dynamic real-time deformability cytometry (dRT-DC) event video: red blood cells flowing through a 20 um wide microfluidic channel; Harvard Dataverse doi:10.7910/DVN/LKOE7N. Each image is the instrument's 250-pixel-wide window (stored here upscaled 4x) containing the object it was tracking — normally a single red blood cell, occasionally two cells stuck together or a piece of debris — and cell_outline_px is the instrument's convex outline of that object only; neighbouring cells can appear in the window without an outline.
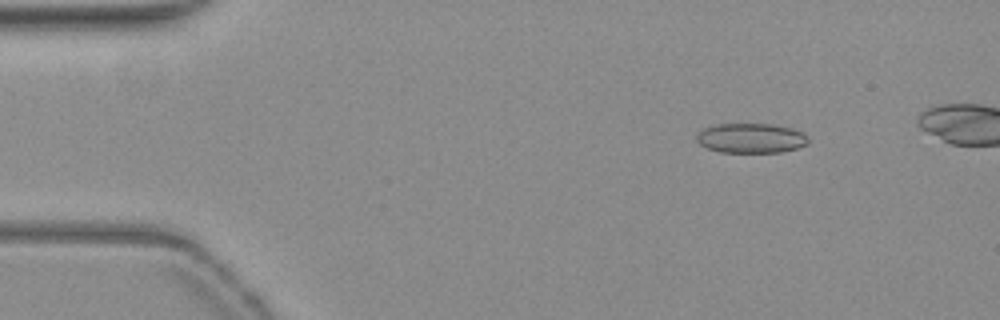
{"species": "common noctule bat (a hibernating species)", "species_latin": "Nyctalus noctula", "temperature_condition": "warm", "stored_images_in_passage": 49, "camera_frame_rate_fps": 3000, "um_per_image_px": 0.085, "animal": {"sex": "female", "body_mass_g": 19.3, "forearm_length_mm": 54.1}, "frame": {"image": 1, "passage_image": 7, "time_ms": 2.0, "image_size_px": [1000, 320], "cell_outline_px": [[808, 140], [804, 144], [796, 148], [780, 152], [720, 152], [708, 148], [700, 144], [696, 140], [696, 136], [704, 128], [716, 124], [772, 124], [792, 128], [808, 136]], "centroid_in_image_um": [63.81, 11.74], "position_along_channel_um": 21.2, "area_um2": 19.13}}
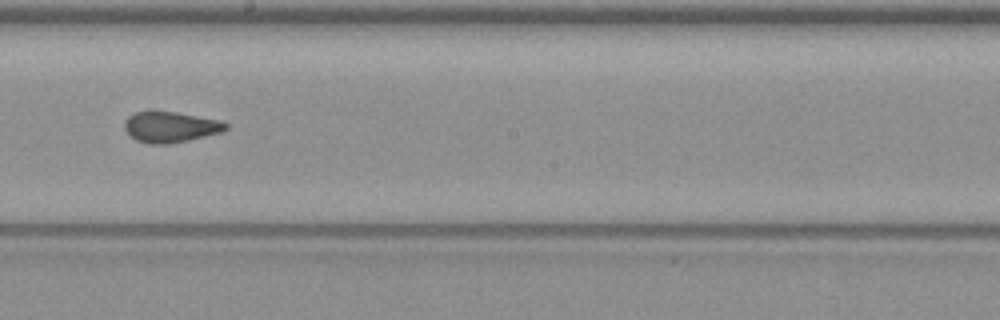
{"frame": {"image": 2, "passage_image": 30, "time_ms": 9.667, "image_size_px": [1000, 320], "cell_outline_px": [[228, 128], [220, 132], [188, 140], [168, 144], [148, 144], [136, 140], [124, 128], [124, 120], [128, 116], [136, 112], [148, 108], [152, 108], [176, 112], [220, 120], [228, 124]], "centroid_in_image_um": [14.43, 10.75], "position_along_channel_um": 233.8, "area_um2": 18.55}}
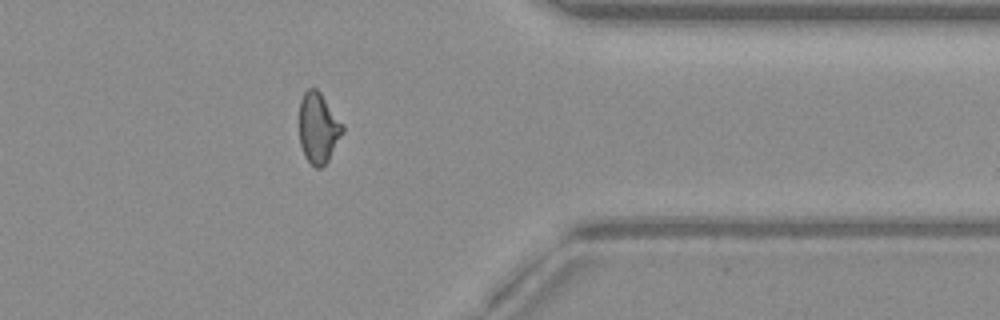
{"frame": {"image": 3, "passage_image": 43, "time_ms": 14.0, "image_size_px": [1000, 320], "cell_outline_px": [[344, 132], [328, 160], [320, 168], [316, 168], [304, 156], [300, 144], [300, 100], [304, 92], [308, 88], [316, 88], [320, 92], [344, 124]], "centroid_in_image_um": [27.07, 10.86], "position_along_channel_um": 384.3, "area_um2": 17.8}, "authors_computed_cell_mechanics": {"area_um2": 18.496, "velocity_mm_per_s": 3.8313, "shape_relaxation_time_tau1_ms": null, "shape_relaxation_time_tau2_ms": 1.1634, "deformation_change_tau1": null, "deformation_change_tau2": 0.0703}}